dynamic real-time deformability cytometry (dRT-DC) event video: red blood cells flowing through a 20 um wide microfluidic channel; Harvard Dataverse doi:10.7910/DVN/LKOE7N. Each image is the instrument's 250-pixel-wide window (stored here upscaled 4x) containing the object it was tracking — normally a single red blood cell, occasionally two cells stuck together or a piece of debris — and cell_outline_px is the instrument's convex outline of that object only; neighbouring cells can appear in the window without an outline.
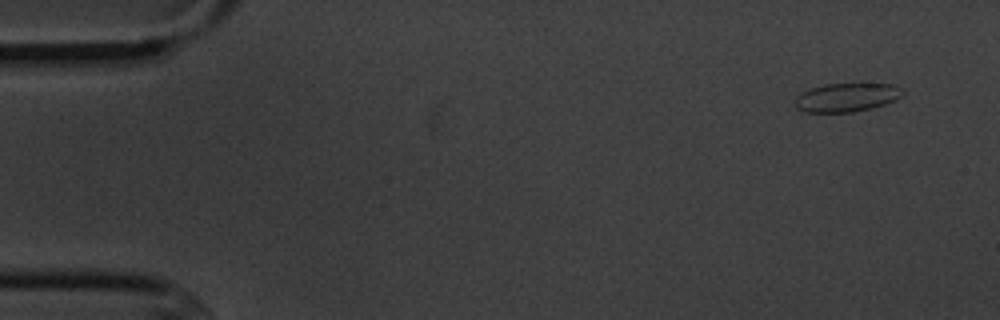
{"species": "common noctule bat (a hibernating species)", "species_latin": "Nyctalus noctula", "temperature_condition": "cold", "stored_images_in_passage": 6, "camera_frame_rate_fps": 3000, "um_per_image_px": 0.085, "animal": {"sex": "male", "body_mass_g": 20.1, "forearm_length_mm": 53.5}, "frame": {"image": 1, "passage_image": 1, "time_ms": 0.0, "image_size_px": [1000, 320], "cell_outline_px": [[904, 92], [896, 100], [872, 108], [852, 112], [804, 112], [796, 108], [792, 100], [796, 96], [812, 88], [824, 84], [860, 80], [892, 84], [904, 88]], "centroid_in_image_um": [72.0, 8.22], "position_along_channel_um": 13.0, "area_um2": 19.02}}